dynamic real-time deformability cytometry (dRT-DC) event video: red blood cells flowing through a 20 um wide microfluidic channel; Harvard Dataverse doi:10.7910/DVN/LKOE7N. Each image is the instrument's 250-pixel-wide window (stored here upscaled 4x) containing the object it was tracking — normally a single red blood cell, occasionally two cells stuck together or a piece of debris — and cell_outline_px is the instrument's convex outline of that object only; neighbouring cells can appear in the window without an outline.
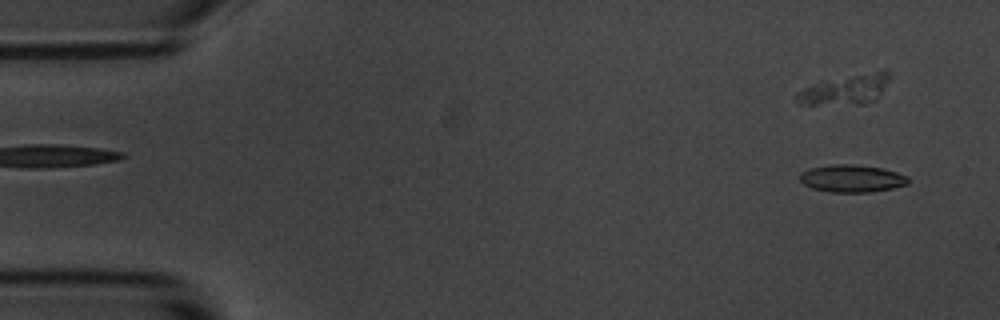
{"species": "common noctule bat (a hibernating species)", "species_latin": "Nyctalus noctula", "temperature_condition": "room temperature", "stored_images_in_passage": 53, "camera_frame_rate_fps": 3000, "um_per_image_px": 0.085, "animal": {"sex": "male", "body_mass_g": 20.1, "forearm_length_mm": 53.5}, "frame": {"image": 1, "passage_image": 3, "time_ms": 0.667, "image_size_px": [1000, 320], "cell_outline_px": [[912, 180], [908, 184], [892, 188], [872, 192], [828, 192], [812, 188], [804, 184], [796, 176], [800, 172], [808, 168], [832, 164], [852, 164], [884, 168], [908, 176]], "centroid_in_image_um": [72.39, 15.16], "position_along_channel_um": 12.6, "area_um2": 17.69}}